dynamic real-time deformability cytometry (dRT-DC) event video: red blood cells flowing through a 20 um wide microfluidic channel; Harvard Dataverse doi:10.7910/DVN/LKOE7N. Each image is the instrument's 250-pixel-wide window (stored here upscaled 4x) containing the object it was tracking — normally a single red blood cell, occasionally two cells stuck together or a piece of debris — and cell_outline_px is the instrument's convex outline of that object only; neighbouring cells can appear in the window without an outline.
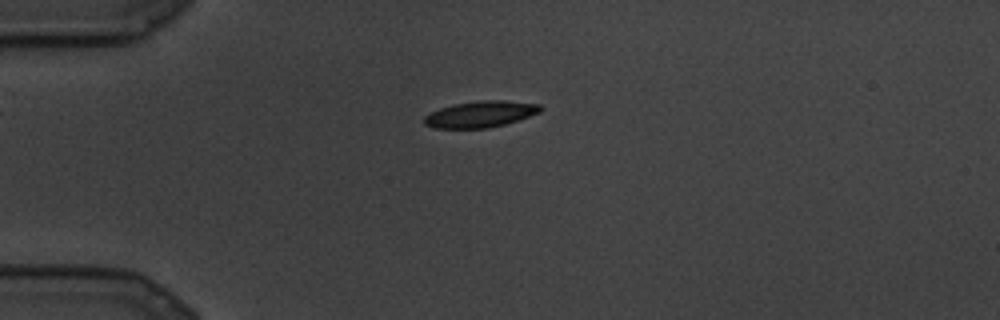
{"species": "common noctule bat (a hibernating species)", "species_latin": "Nyctalus noctula", "temperature_condition": "cold", "stored_images_in_passage": 7, "camera_frame_rate_fps": 3000, "um_per_image_px": 0.085, "animal": {"sex": "male", "body_mass_g": 19.5, "forearm_length_mm": 54.6}, "frame": {"image": 1, "passage_image": 1, "time_ms": 0.0, "image_size_px": [1000, 320], "cell_outline_px": [[544, 108], [540, 112], [504, 124], [488, 128], [432, 128], [424, 124], [424, 116], [440, 108], [452, 104], [476, 100], [504, 100], [540, 104]], "centroid_in_image_um": [40.82, 9.69], "position_along_channel_um": 44.2, "area_um2": 17.86}}
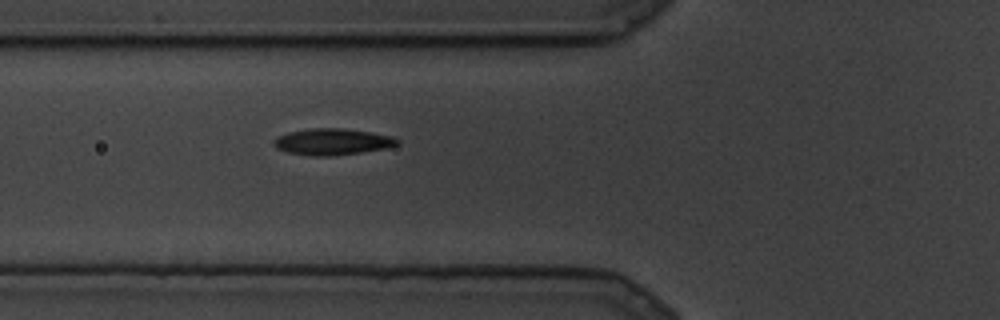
{"frame": {"image": 2, "passage_image": 4, "time_ms": 1.0, "image_size_px": [1000, 320], "cell_outline_px": [[400, 144], [388, 148], [360, 152], [328, 156], [312, 156], [288, 152], [276, 148], [272, 144], [272, 140], [276, 136], [288, 132], [312, 128], [344, 128], [372, 132], [392, 136], [400, 140]], "centroid_in_image_um": [28.25, 12.04], "position_along_channel_um": 97.6, "area_um2": 19.19}}
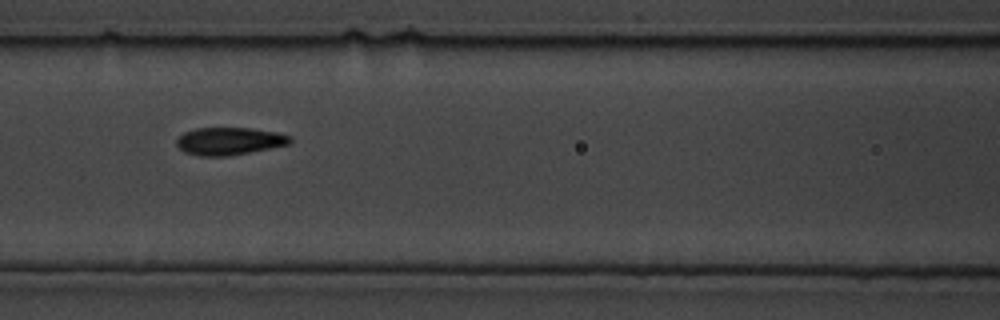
{"frame": {"image": 3, "passage_image": 6, "time_ms": 1.667, "image_size_px": [1000, 320], "cell_outline_px": [[292, 140], [288, 144], [228, 156], [200, 156], [184, 152], [176, 144], [176, 140], [184, 132], [196, 128], [252, 128], [276, 132], [292, 136]], "centroid_in_image_um": [19.47, 11.99], "position_along_channel_um": 147.1, "area_um2": 18.09}}